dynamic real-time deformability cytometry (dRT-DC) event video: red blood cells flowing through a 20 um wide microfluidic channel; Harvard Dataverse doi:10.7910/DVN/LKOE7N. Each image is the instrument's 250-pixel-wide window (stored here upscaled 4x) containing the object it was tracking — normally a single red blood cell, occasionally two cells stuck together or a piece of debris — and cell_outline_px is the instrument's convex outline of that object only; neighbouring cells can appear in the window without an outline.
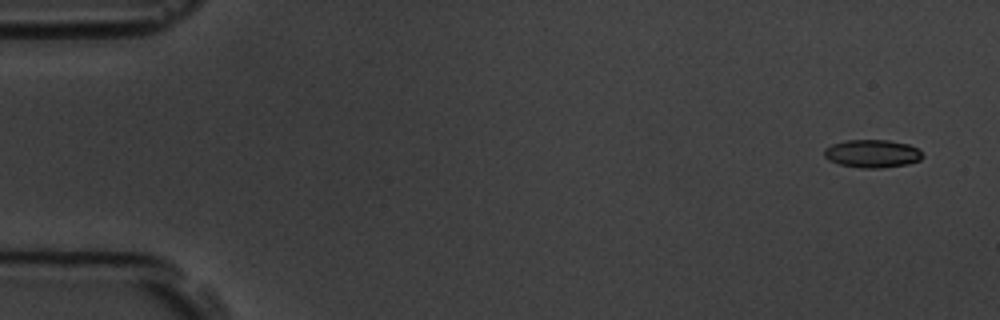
{"species": "common noctule bat (a hibernating species)", "species_latin": "Nyctalus noctula", "temperature_condition": "room temperature", "stored_images_in_passage": 4, "camera_frame_rate_fps": 3000, "um_per_image_px": 0.085, "animal": {"sex": "male", "body_mass_g": 19.5, "forearm_length_mm": 54.6}, "frame": {"image": 1, "passage_image": 1, "time_ms": 0.0, "image_size_px": [1000, 320], "cell_outline_px": [[924, 156], [920, 160], [908, 164], [880, 168], [860, 168], [840, 164], [828, 160], [824, 156], [824, 148], [832, 144], [844, 140], [888, 140], [908, 144], [916, 148]], "centroid_in_image_um": [74.12, 13.06], "position_along_channel_um": 10.9, "area_um2": 16.07}}
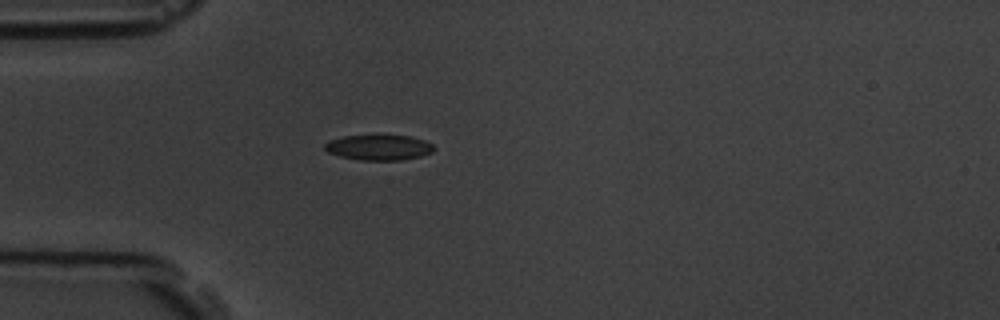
{"frame": {"image": 2, "passage_image": 4, "time_ms": 4.333, "image_size_px": [1000, 320], "cell_outline_px": [[436, 148], [432, 152], [420, 156], [404, 160], [360, 160], [340, 156], [328, 152], [324, 148], [324, 144], [332, 140], [344, 136], [412, 136], [424, 140], [432, 144]], "centroid_in_image_um": [32.24, 12.54], "position_along_channel_um": 52.8, "area_um2": 15.95}}